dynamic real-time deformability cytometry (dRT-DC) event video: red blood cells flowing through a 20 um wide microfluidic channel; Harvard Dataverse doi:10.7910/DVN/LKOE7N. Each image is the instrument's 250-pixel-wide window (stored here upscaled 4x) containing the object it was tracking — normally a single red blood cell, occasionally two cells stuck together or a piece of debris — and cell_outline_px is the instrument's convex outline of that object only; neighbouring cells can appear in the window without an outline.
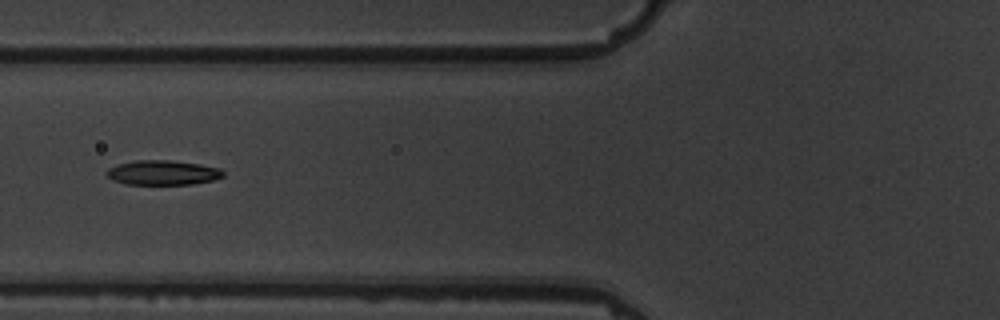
{"species": "common noctule bat (a hibernating species)", "species_latin": "Nyctalus noctula", "temperature_condition": "warm", "stored_images_in_passage": 15, "camera_frame_rate_fps": 3000, "um_per_image_px": 0.085, "animal": {"sex": "male", "body_mass_g": 19.5, "forearm_length_mm": 54.6}, "frame": {"image": 1, "passage_image": 6, "time_ms": 6.667, "image_size_px": [1000, 320], "cell_outline_px": [[224, 176], [212, 180], [192, 184], [128, 184], [112, 180], [104, 172], [108, 168], [116, 164], [136, 160], [172, 160], [200, 164], [220, 168], [224, 172]], "centroid_in_image_um": [13.81, 14.66], "position_along_channel_um": 112.0, "area_um2": 16.82}}
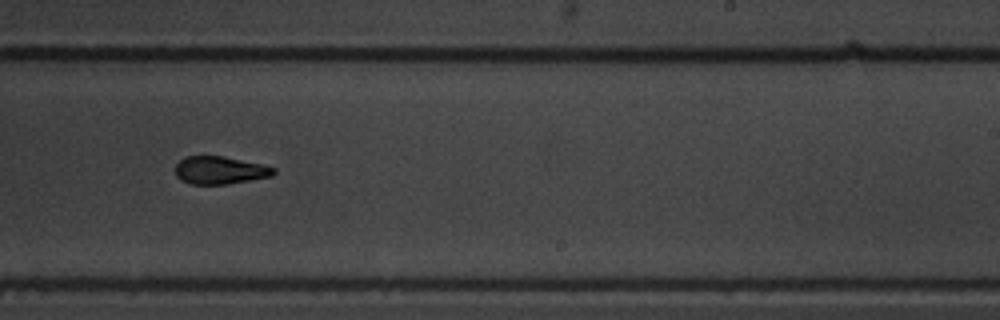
{"frame": {"image": 2, "passage_image": 10, "time_ms": 11.0, "image_size_px": [1000, 320], "cell_outline_px": [[276, 172], [272, 176], [228, 184], [188, 184], [180, 180], [176, 176], [176, 164], [184, 156], [224, 156], [260, 164], [276, 168]], "centroid_in_image_um": [18.67, 14.47], "position_along_channel_um": 270.3, "area_um2": 15.95}}
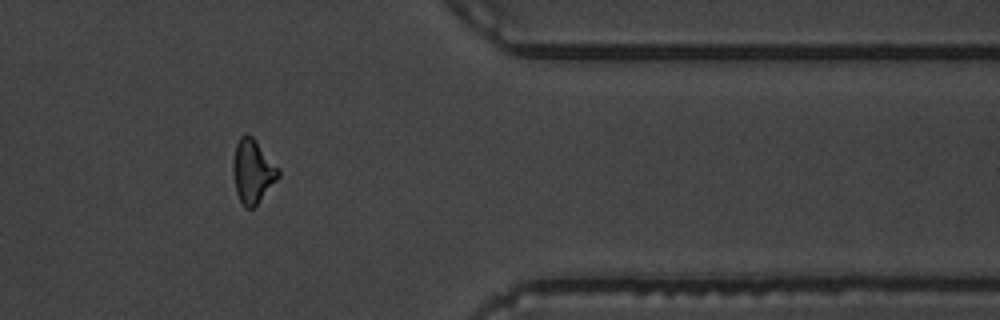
{"frame": {"image": 3, "passage_image": 13, "time_ms": 14.667, "image_size_px": [1000, 320], "cell_outline_px": [[280, 176], [256, 204], [252, 208], [244, 208], [236, 192], [232, 172], [232, 160], [236, 144], [240, 136], [252, 136], [280, 168]], "centroid_in_image_um": [21.47, 14.55], "position_along_channel_um": 389.9, "area_um2": 16.76}, "authors_computed_cell_mechanics": {"area_um2": 16.5308, "velocity_mm_per_s": 3.6622, "shape_relaxation_time_tau1_ms": 3.2675, "shape_relaxation_time_tau2_ms": 2.8184, "deformation_change_tau1": 0.118, "deformation_change_tau2": 0.0914}}